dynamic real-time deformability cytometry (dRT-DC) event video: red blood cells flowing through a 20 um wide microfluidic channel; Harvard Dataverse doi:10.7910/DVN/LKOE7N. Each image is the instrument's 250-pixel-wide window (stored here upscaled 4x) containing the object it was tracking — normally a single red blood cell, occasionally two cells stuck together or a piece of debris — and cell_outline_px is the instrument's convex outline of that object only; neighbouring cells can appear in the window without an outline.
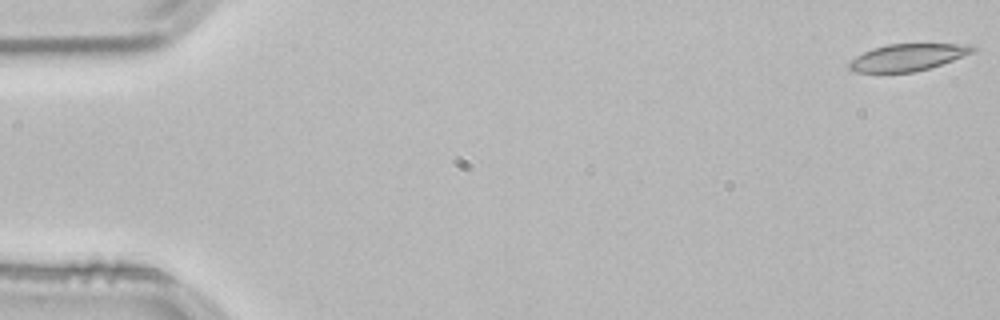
{"species": "common noctule bat (a hibernating species)", "species_latin": "Nyctalus noctula", "temperature_condition": "room temperature", "stored_images_in_passage": 53, "camera_frame_rate_fps": 3000, "um_per_image_px": 0.085, "animal": {"sex": "male", "body_mass_g": 21.5, "forearm_length_mm": 52.0}, "frame": {"image": 1, "passage_image": 1, "time_ms": 0.0, "image_size_px": [1000, 320], "cell_outline_px": [[976, 48], [972, 52], [952, 60], [928, 68], [912, 72], [856, 72], [848, 68], [848, 64], [856, 56], [872, 48], [888, 44], [968, 44]], "centroid_in_image_um": [77.11, 4.87], "position_along_channel_um": 7.9, "area_um2": 19.02}}
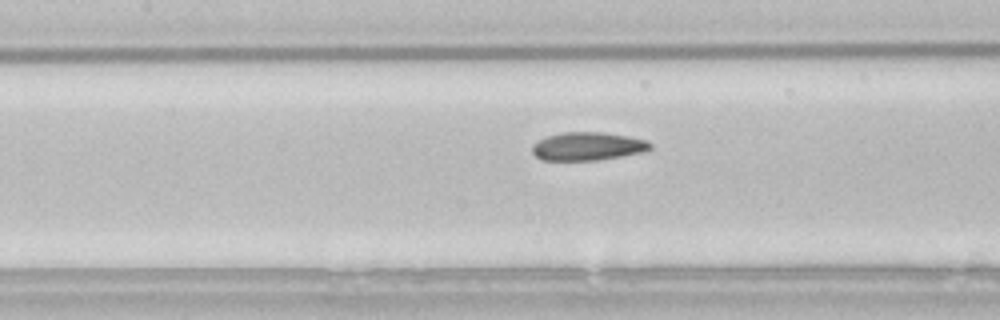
{"frame": {"image": 2, "passage_image": 24, "time_ms": 7.667, "image_size_px": [1000, 320], "cell_outline_px": [[652, 148], [640, 152], [620, 156], [596, 160], [540, 160], [532, 152], [532, 144], [548, 136], [560, 132], [604, 132], [628, 136], [648, 140], [652, 144]], "centroid_in_image_um": [49.94, 12.42], "position_along_channel_um": 157.5, "area_um2": 19.36}}
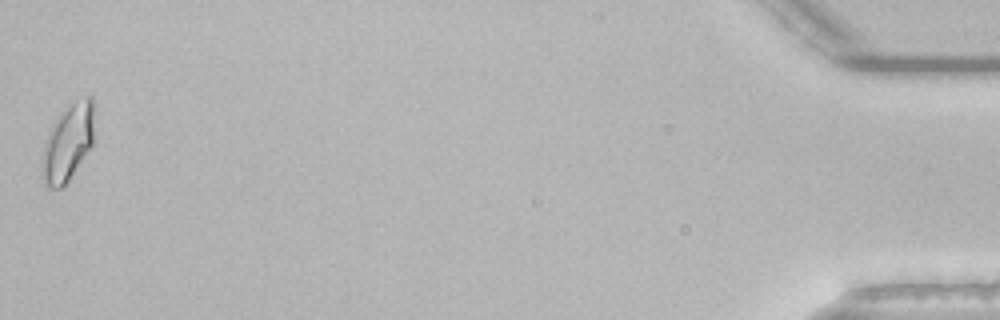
{"frame": {"image": 3, "passage_image": 53, "time_ms": 17.333, "image_size_px": [1000, 320], "cell_outline_px": [[96, 104], [92, 144], [64, 188], [48, 188], [44, 184], [40, 176], [44, 144], [48, 132], [52, 124], [60, 112], [76, 100], [84, 96], [88, 96]], "centroid_in_image_um": [5.77, 12.12], "position_along_channel_um": 429.4, "area_um2": 23.87}, "authors_computed_cell_mechanics": {"area_um2": 19.652, "velocity_mm_per_s": 3.8273, "shape_relaxation_time_tau1_ms": 9.2753, "shape_relaxation_time_tau2_ms": 2.8902, "deformation_change_tau1": 0.1816, "deformation_change_tau2": 0.0721}}